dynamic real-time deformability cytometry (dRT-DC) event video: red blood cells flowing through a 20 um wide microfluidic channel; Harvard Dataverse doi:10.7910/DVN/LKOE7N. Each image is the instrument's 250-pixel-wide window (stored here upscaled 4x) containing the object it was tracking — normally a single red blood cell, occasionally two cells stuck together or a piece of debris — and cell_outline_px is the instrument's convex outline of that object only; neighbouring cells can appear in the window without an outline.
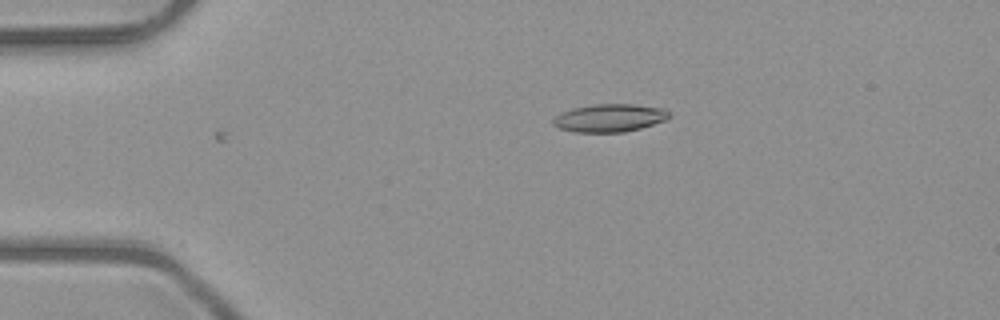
{"species": "common noctule bat (a hibernating species)", "species_latin": "Nyctalus noctula", "temperature_condition": "room temperature", "stored_images_in_passage": 5, "camera_frame_rate_fps": 3000, "um_per_image_px": 0.085, "animal": {"sex": "male", "body_mass_g": 23.1, "forearm_length_mm": 52.7}, "frame": {"image": 1, "passage_image": 5, "time_ms": 1.333, "image_size_px": [1000, 320], "cell_outline_px": [[672, 116], [664, 120], [640, 128], [624, 132], [576, 132], [560, 128], [552, 124], [552, 120], [556, 116], [572, 108], [592, 104], [632, 104], [664, 108]], "centroid_in_image_um": [51.82, 10.02], "position_along_channel_um": 33.2, "area_um2": 18.73}}